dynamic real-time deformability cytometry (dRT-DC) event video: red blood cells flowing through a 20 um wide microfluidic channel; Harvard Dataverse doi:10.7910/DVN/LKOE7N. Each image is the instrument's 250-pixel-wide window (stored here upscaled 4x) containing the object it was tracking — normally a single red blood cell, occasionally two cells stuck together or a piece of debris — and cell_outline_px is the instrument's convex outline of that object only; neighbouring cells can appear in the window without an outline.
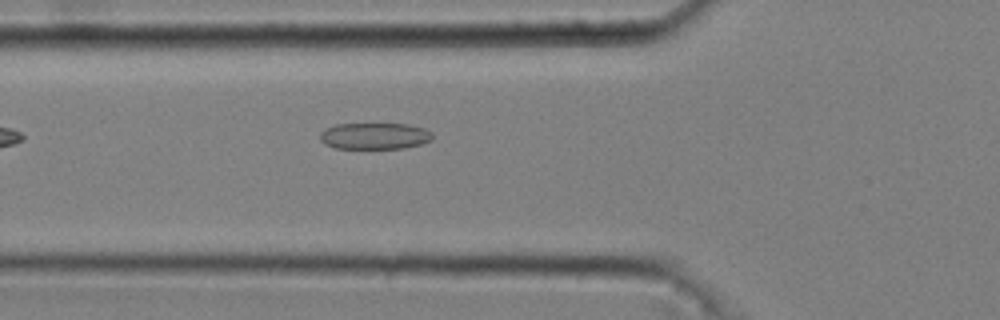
{"species": "common noctule bat (a hibernating species)", "species_latin": "Nyctalus noctula", "temperature_condition": "cold", "stored_images_in_passage": 33, "camera_frame_rate_fps": 3000, "um_per_image_px": 0.085, "animal": {"sex": "male", "body_mass_g": 20.4}, "frame": {"image": 1, "passage_image": 4, "time_ms": 1.0, "image_size_px": [1000, 320], "cell_outline_px": [[432, 140], [420, 144], [404, 148], [336, 148], [324, 144], [320, 140], [320, 132], [324, 128], [336, 124], [408, 124], [424, 128], [432, 132]], "centroid_in_image_um": [31.82, 11.55], "position_along_channel_um": 94.0, "area_um2": 17.4}}
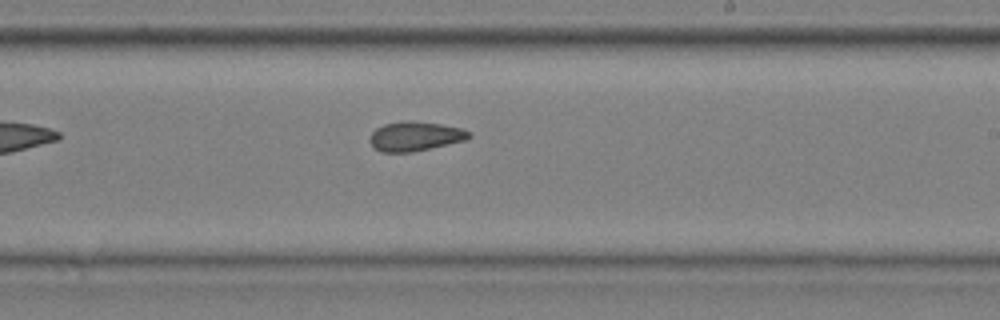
{"frame": {"image": 2, "passage_image": 17, "time_ms": 5.333, "image_size_px": [1000, 320], "cell_outline_px": [[472, 136], [464, 140], [448, 144], [412, 152], [380, 152], [372, 148], [368, 140], [372, 132], [376, 128], [384, 124], [408, 120], [412, 120], [440, 124], [464, 128], [472, 132]], "centroid_in_image_um": [35.27, 11.58], "position_along_channel_um": 253.7, "area_um2": 17.22}}
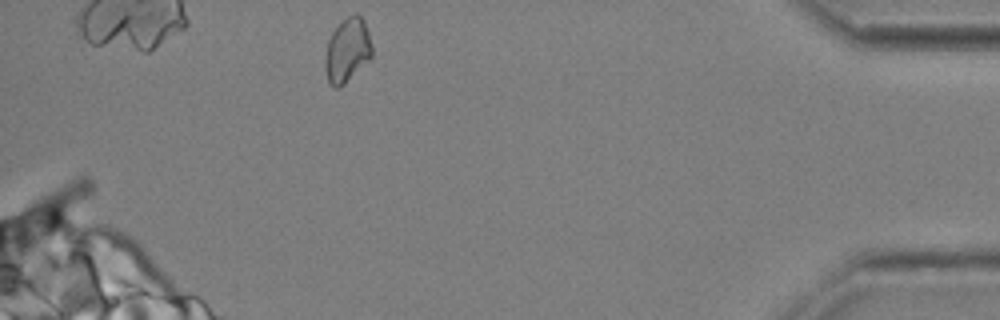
{"frame": {"image": 3, "passage_image": 33, "time_ms": 10.667, "image_size_px": [1000, 320], "cell_outline_px": [[372, 56], [340, 88], [332, 88], [328, 84], [324, 64], [324, 60], [328, 40], [332, 32], [348, 16], [356, 12], [364, 20], [372, 44]], "centroid_in_image_um": [29.5, 4.3], "position_along_channel_um": 405.7, "area_um2": 17.51}, "authors_computed_cell_mechanics": {"area_um2": 17.051, "velocity_mm_per_s": 3.6845, "shape_relaxation_time_tau1_ms": null, "shape_relaxation_time_tau2_ms": 1.7586, "deformation_change_tau1": null, "deformation_change_tau2": 0.0813}}